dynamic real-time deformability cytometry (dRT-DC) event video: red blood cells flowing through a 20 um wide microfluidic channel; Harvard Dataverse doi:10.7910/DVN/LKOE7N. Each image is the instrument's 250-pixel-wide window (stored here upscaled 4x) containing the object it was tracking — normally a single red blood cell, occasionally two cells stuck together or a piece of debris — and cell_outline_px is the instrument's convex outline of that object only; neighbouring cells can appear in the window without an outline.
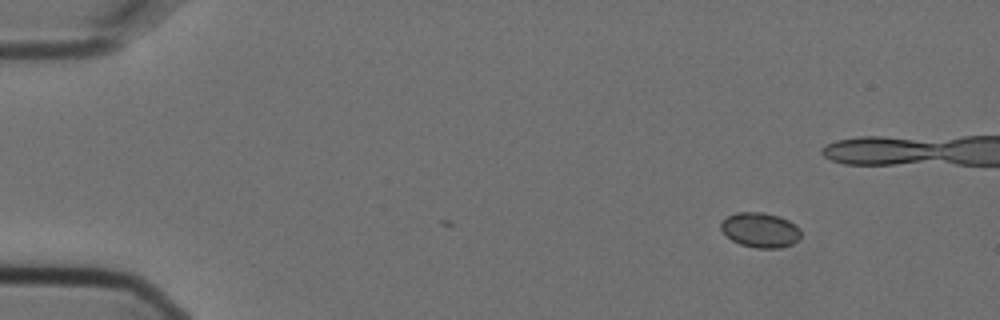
{"species": "Egyptian fruit bat (a non-hibernating species)", "species_latin": "Rousettus aegyptiacus", "temperature_condition": "cold", "stored_images_in_passage": 3, "camera_frame_rate_fps": 3000, "um_per_image_px": 0.085, "animal": {"sex": "female"}, "frame": {"image": 1, "passage_image": 3, "time_ms": 0.667, "image_size_px": [1000, 320], "cell_outline_px": [[800, 236], [792, 244], [780, 248], [756, 248], [740, 244], [732, 240], [720, 228], [720, 224], [728, 216], [736, 212], [764, 212], [780, 216], [796, 224], [800, 228]], "centroid_in_image_um": [64.64, 19.54], "position_along_channel_um": 20.4, "area_um2": 16.24}}